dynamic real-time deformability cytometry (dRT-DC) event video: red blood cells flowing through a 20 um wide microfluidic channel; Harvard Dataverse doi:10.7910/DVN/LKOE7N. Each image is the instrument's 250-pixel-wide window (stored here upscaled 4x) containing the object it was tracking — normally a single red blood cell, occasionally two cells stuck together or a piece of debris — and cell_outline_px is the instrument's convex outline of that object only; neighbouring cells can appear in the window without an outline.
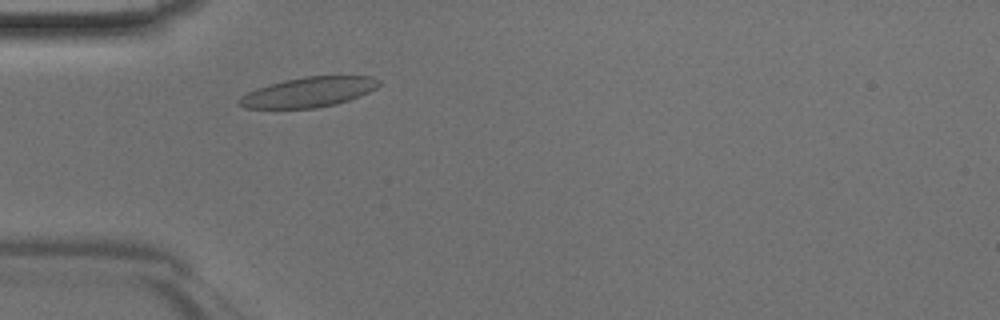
{"species": "Egyptian fruit bat (a non-hibernating species)", "species_latin": "Rousettus aegyptiacus", "temperature_condition": "room temperature", "stored_images_in_passage": 38, "camera_frame_rate_fps": 3000, "um_per_image_px": 0.085, "animal": {"sex": "male"}, "frame": {"image": 1, "passage_image": 6, "time_ms": 1.667, "image_size_px": [1000, 320], "cell_outline_px": [[380, 84], [376, 88], [360, 96], [336, 104], [316, 108], [244, 108], [236, 104], [236, 100], [240, 96], [256, 88], [268, 84], [284, 80], [304, 76], [372, 76], [380, 80]], "centroid_in_image_um": [26.19, 7.83], "position_along_channel_um": 58.8, "area_um2": 24.57}}
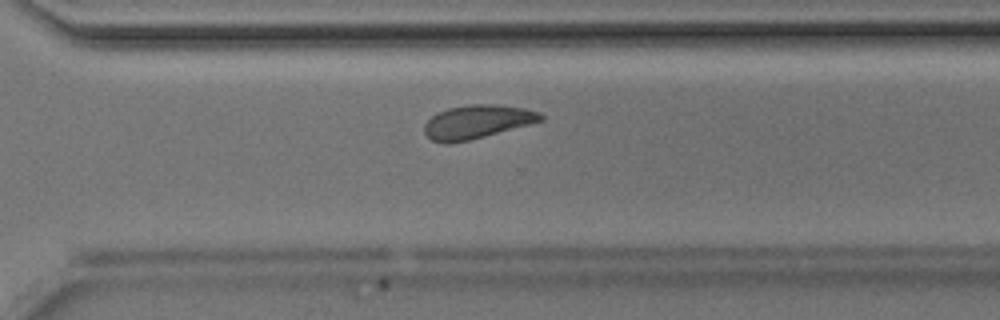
{"frame": {"image": 2, "passage_image": 25, "time_ms": 8.0, "image_size_px": [1000, 320], "cell_outline_px": [[544, 120], [484, 136], [468, 140], [448, 144], [444, 144], [432, 140], [424, 132], [424, 124], [432, 116], [448, 108], [468, 104], [492, 104], [524, 108], [540, 112], [544, 116]], "centroid_in_image_um": [40.54, 10.35], "position_along_channel_um": 330.1, "area_um2": 22.54}}
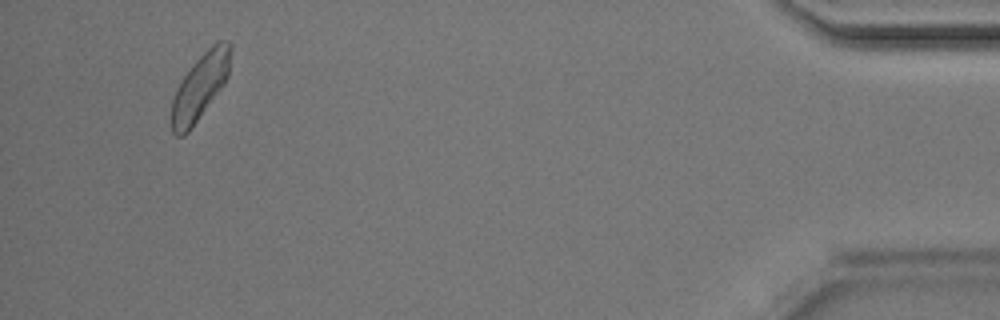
{"frame": {"image": 3, "passage_image": 36, "time_ms": 11.667, "image_size_px": [1000, 320], "cell_outline_px": [[232, 48], [228, 76], [224, 84], [188, 132], [184, 136], [176, 136], [172, 132], [172, 100], [176, 88], [180, 80], [192, 64], [212, 44], [220, 40], [228, 40], [232, 44]], "centroid_in_image_um": [17.02, 7.33], "position_along_channel_um": 418.2, "area_um2": 22.66}}